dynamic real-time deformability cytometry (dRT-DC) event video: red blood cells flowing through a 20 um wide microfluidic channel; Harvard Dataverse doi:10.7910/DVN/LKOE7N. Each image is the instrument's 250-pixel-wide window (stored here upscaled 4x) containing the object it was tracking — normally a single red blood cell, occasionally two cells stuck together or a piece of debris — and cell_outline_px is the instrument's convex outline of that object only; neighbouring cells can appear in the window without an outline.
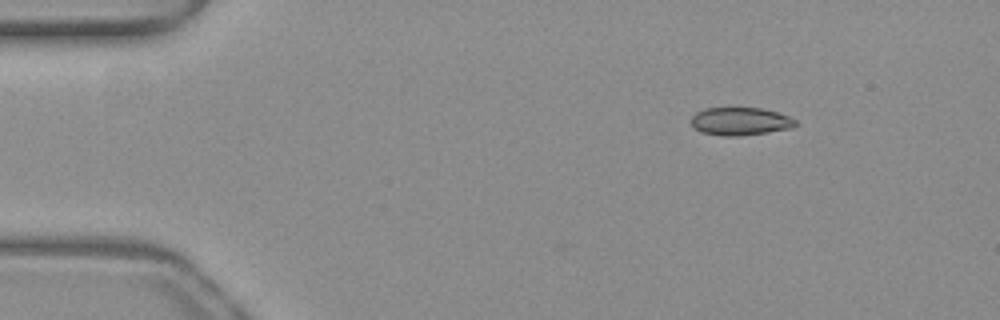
{"species": "common noctule bat (a hibernating species)", "species_latin": "Nyctalus noctula", "temperature_condition": "warm", "stored_images_in_passage": 45, "camera_frame_rate_fps": 3000, "um_per_image_px": 0.085, "animal": {"sex": "female", "body_mass_g": 19.3, "forearm_length_mm": 54.1}, "frame": {"image": 1, "passage_image": 1, "time_ms": 0.0, "image_size_px": [1000, 320], "cell_outline_px": [[796, 124], [792, 128], [768, 132], [740, 136], [724, 136], [700, 132], [692, 124], [692, 116], [696, 112], [704, 108], [760, 108], [776, 112], [788, 116], [796, 120]], "centroid_in_image_um": [62.92, 10.32], "position_along_channel_um": 22.1, "area_um2": 16.88}}
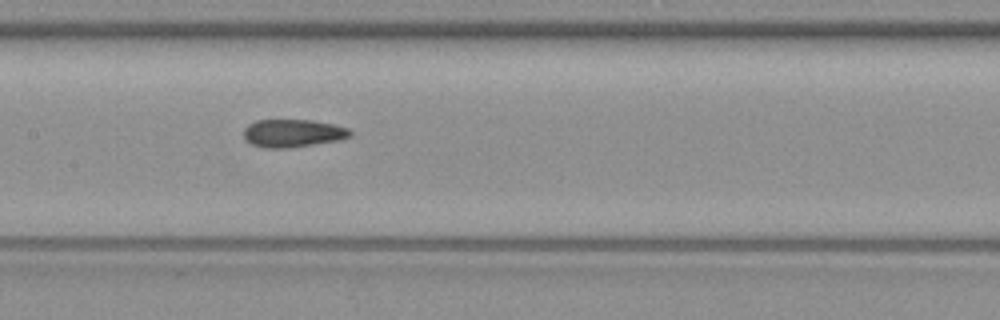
{"frame": {"image": 2, "passage_image": 19, "time_ms": 6.0, "image_size_px": [1000, 320], "cell_outline_px": [[352, 136], [340, 140], [288, 148], [264, 148], [252, 144], [244, 140], [244, 128], [248, 124], [256, 120], [312, 120], [336, 124], [348, 128], [352, 132]], "centroid_in_image_um": [24.9, 11.32], "position_along_channel_um": 182.5, "area_um2": 17.51}}
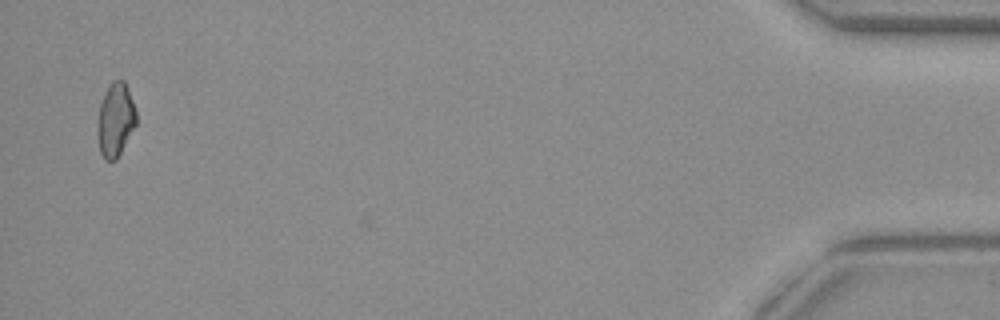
{"frame": {"image": 3, "passage_image": 44, "time_ms": 14.333, "image_size_px": [1000, 320], "cell_outline_px": [[136, 124], [116, 160], [104, 160], [100, 152], [96, 132], [96, 124], [100, 104], [112, 80], [124, 80], [128, 88], [136, 112]], "centroid_in_image_um": [9.79, 10.2], "position_along_channel_um": 425.4, "area_um2": 16.59}, "authors_computed_cell_mechanics": {"area_um2": 17.3978, "velocity_mm_per_s": 4.0077, "shape_relaxation_time_tau1_ms": 7.8221, "shape_relaxation_time_tau2_ms": 2.0695, "deformation_change_tau1": 0.1177, "deformation_change_tau2": 0.0657}}